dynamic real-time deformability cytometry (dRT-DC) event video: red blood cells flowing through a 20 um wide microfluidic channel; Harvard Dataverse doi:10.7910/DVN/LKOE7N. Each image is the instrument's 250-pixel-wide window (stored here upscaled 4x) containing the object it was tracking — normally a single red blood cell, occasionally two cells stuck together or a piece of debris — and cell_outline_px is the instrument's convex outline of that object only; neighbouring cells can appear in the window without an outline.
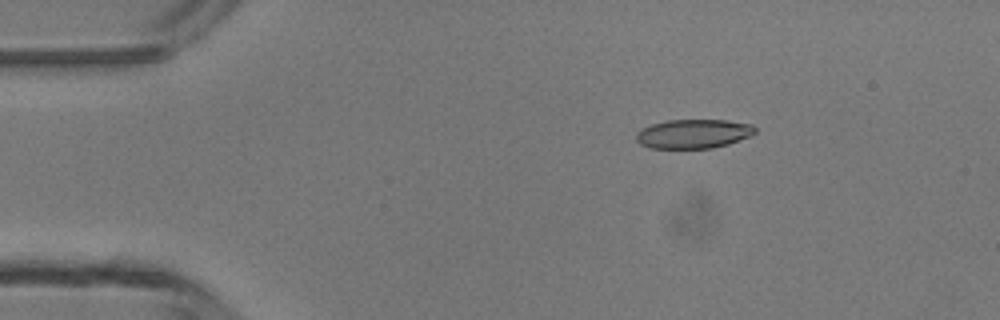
{"species": "common noctule bat (a hibernating species)", "species_latin": "Nyctalus noctula", "temperature_condition": "room temperature", "stored_images_in_passage": 3, "camera_frame_rate_fps": 3000, "um_per_image_px": 0.085, "animal": {"sex": "male", "body_mass_g": 13.3}, "frame": {"image": 1, "passage_image": 2, "time_ms": 1.333, "image_size_px": [1000, 320], "cell_outline_px": [[756, 132], [748, 136], [728, 144], [712, 148], [652, 148], [640, 144], [636, 140], [636, 132], [640, 128], [652, 124], [668, 120], [728, 120], [752, 124], [756, 128]], "centroid_in_image_um": [58.92, 11.36], "position_along_channel_um": 26.1, "area_um2": 20.17}}